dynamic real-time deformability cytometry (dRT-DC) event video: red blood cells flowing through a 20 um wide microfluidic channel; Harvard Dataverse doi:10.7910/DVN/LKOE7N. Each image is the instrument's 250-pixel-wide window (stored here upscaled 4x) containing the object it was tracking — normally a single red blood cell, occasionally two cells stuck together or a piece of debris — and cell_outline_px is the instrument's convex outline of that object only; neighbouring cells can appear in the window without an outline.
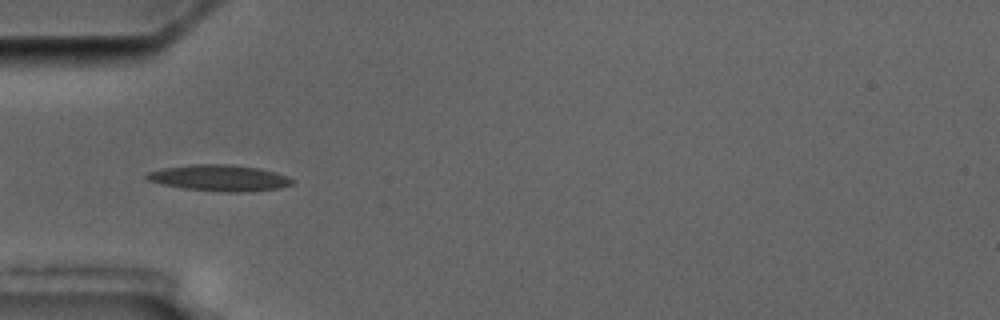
{"species": "common noctule bat (a hibernating species)", "species_latin": "Nyctalus noctula", "temperature_condition": "cold", "stored_images_in_passage": 3, "camera_frame_rate_fps": 3000, "um_per_image_px": 0.085, "animal": {"sex": "male", "body_mass_g": 17.5, "forearm_length_mm": 52.3}, "frame": {"image": 1, "passage_image": 1, "time_ms": 0.0, "image_size_px": [1000, 320], "cell_outline_px": [[292, 184], [280, 188], [244, 192], [224, 192], [184, 188], [164, 184], [148, 180], [144, 176], [148, 172], [164, 168], [192, 164], [232, 164], [256, 168], [288, 176], [292, 180]], "centroid_in_image_um": [18.64, 15.12], "position_along_channel_um": 66.4, "area_um2": 21.91}}
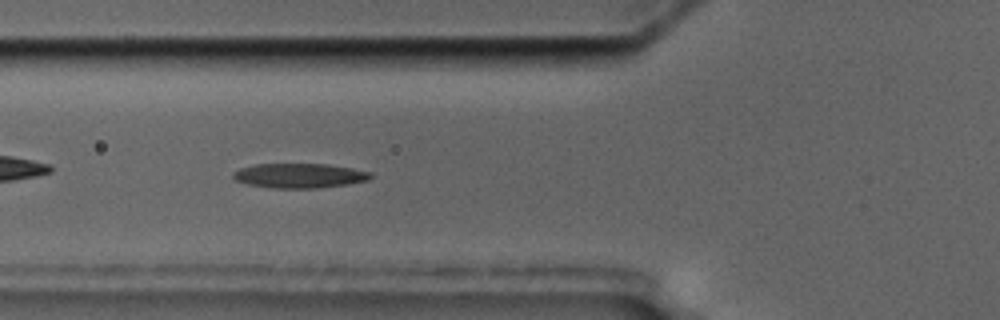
{"frame": {"image": 2, "passage_image": 2, "time_ms": 1.0, "image_size_px": [1000, 320], "cell_outline_px": [[372, 176], [368, 180], [348, 184], [316, 188], [268, 188], [248, 184], [236, 180], [232, 176], [232, 172], [240, 168], [256, 164], [328, 164], [352, 168], [372, 172]], "centroid_in_image_um": [25.45, 14.93], "position_along_channel_um": 100.4, "area_um2": 19.77}}